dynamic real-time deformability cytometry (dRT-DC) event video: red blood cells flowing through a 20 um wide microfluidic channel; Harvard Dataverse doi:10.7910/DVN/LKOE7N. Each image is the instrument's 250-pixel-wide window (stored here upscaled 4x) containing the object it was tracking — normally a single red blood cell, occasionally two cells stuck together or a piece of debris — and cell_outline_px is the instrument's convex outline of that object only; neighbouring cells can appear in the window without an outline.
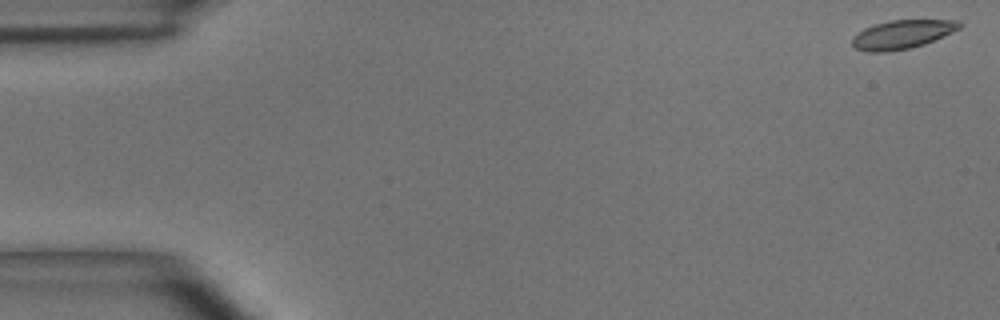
{"species": "common noctule bat (a hibernating species)", "species_latin": "Nyctalus noctula", "temperature_condition": "room temperature", "stored_images_in_passage": 9, "camera_frame_rate_fps": 3000, "um_per_image_px": 0.085, "animal": {"sex": "male", "body_mass_g": 15.6}, "frame": {"image": 1, "passage_image": 1, "time_ms": 0.0, "image_size_px": [1000, 320], "cell_outline_px": [[964, 24], [960, 28], [944, 36], [924, 44], [908, 48], [888, 52], [868, 52], [856, 48], [852, 44], [852, 36], [864, 28], [888, 20], [960, 20]], "centroid_in_image_um": [76.69, 2.92], "position_along_channel_um": 8.3, "area_um2": 17.98}}